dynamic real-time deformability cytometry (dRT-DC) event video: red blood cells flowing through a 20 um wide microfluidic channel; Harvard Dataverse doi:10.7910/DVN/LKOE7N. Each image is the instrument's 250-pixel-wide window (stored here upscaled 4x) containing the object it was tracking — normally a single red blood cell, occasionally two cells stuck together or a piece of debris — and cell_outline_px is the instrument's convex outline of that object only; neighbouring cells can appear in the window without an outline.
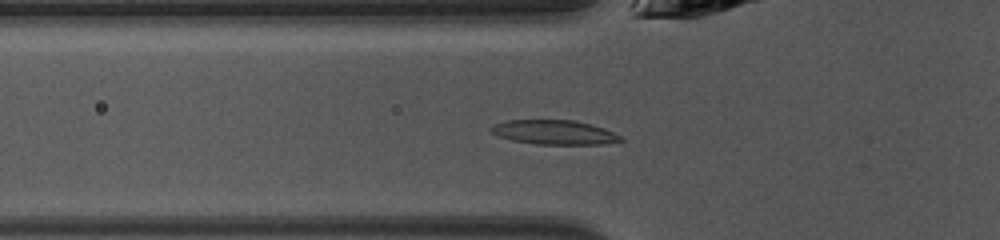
{"species": "common noctule bat (a hibernating species)", "species_latin": "Nyctalus noctula", "temperature_condition": "warm", "stored_images_in_passage": 25, "camera_frame_rate_fps": 3000, "um_per_image_px": 0.085, "animal": {"sex": "female", "body_mass_g": 10.0, "forearm_length_mm": 53.1}, "frame": {"image": 1, "passage_image": 4, "time_ms": 1.0, "image_size_px": [1000, 240], "cell_outline_px": [[624, 140], [604, 144], [536, 144], [512, 140], [496, 136], [488, 128], [504, 120], [572, 120], [604, 128], [620, 136]], "centroid_in_image_um": [47.06, 11.25], "position_along_channel_um": 78.7, "area_um2": 18.26}}
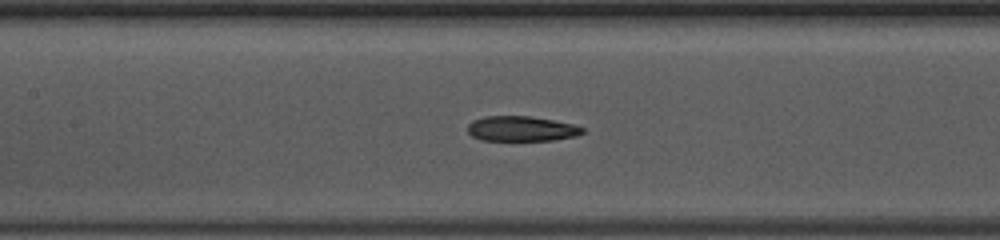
{"frame": {"image": 2, "passage_image": 10, "time_ms": 3.0, "image_size_px": [1000, 240], "cell_outline_px": [[584, 132], [576, 136], [552, 140], [480, 140], [472, 136], [468, 132], [468, 124], [472, 120], [484, 116], [528, 116], [552, 120], [572, 124], [584, 128]], "centroid_in_image_um": [44.29, 10.94], "position_along_channel_um": 163.1, "area_um2": 16.7}}
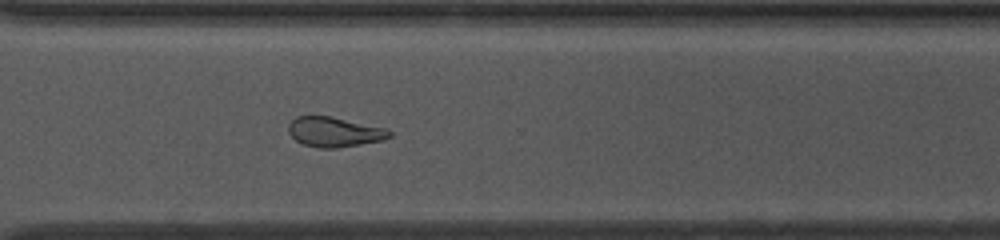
{"frame": {"image": 3, "passage_image": 23, "time_ms": 7.333, "image_size_px": [1000, 240], "cell_outline_px": [[392, 136], [380, 140], [360, 144], [336, 148], [320, 148], [304, 144], [296, 140], [288, 132], [288, 124], [296, 116], [332, 116], [388, 128], [392, 132]], "centroid_in_image_um": [28.43, 11.2], "position_along_channel_um": 342.2, "area_um2": 17.63}}